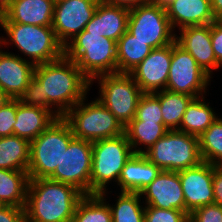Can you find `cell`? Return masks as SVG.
Wrapping results in <instances>:
<instances>
[{"label":"cell","mask_w":222,"mask_h":222,"mask_svg":"<svg viewBox=\"0 0 222 222\" xmlns=\"http://www.w3.org/2000/svg\"><path fill=\"white\" fill-rule=\"evenodd\" d=\"M91 81L75 62L65 55L48 63L36 65L28 100L63 117L90 91Z\"/></svg>","instance_id":"cell-1"},{"label":"cell","mask_w":222,"mask_h":222,"mask_svg":"<svg viewBox=\"0 0 222 222\" xmlns=\"http://www.w3.org/2000/svg\"><path fill=\"white\" fill-rule=\"evenodd\" d=\"M83 196L69 184L49 178L29 179L25 222H71Z\"/></svg>","instance_id":"cell-2"},{"label":"cell","mask_w":222,"mask_h":222,"mask_svg":"<svg viewBox=\"0 0 222 222\" xmlns=\"http://www.w3.org/2000/svg\"><path fill=\"white\" fill-rule=\"evenodd\" d=\"M0 26L9 37V40L0 37V46L13 43L35 66L64 55V46L58 41L52 26L13 23L3 14L0 15Z\"/></svg>","instance_id":"cell-3"},{"label":"cell","mask_w":222,"mask_h":222,"mask_svg":"<svg viewBox=\"0 0 222 222\" xmlns=\"http://www.w3.org/2000/svg\"><path fill=\"white\" fill-rule=\"evenodd\" d=\"M64 55L90 81L100 75L117 73V42L101 34L84 29L64 46Z\"/></svg>","instance_id":"cell-4"},{"label":"cell","mask_w":222,"mask_h":222,"mask_svg":"<svg viewBox=\"0 0 222 222\" xmlns=\"http://www.w3.org/2000/svg\"><path fill=\"white\" fill-rule=\"evenodd\" d=\"M74 138L70 124L59 117L30 142L29 179L49 178L60 165L64 151Z\"/></svg>","instance_id":"cell-5"},{"label":"cell","mask_w":222,"mask_h":222,"mask_svg":"<svg viewBox=\"0 0 222 222\" xmlns=\"http://www.w3.org/2000/svg\"><path fill=\"white\" fill-rule=\"evenodd\" d=\"M85 101L82 99L63 116L75 138L94 142L125 134V127L102 103L97 99Z\"/></svg>","instance_id":"cell-6"},{"label":"cell","mask_w":222,"mask_h":222,"mask_svg":"<svg viewBox=\"0 0 222 222\" xmlns=\"http://www.w3.org/2000/svg\"><path fill=\"white\" fill-rule=\"evenodd\" d=\"M133 154L126 134L92 142L90 194L106 191L111 180L118 184L121 171Z\"/></svg>","instance_id":"cell-7"},{"label":"cell","mask_w":222,"mask_h":222,"mask_svg":"<svg viewBox=\"0 0 222 222\" xmlns=\"http://www.w3.org/2000/svg\"><path fill=\"white\" fill-rule=\"evenodd\" d=\"M143 155L161 170L181 171L201 162L199 137L178 130H169Z\"/></svg>","instance_id":"cell-8"},{"label":"cell","mask_w":222,"mask_h":222,"mask_svg":"<svg viewBox=\"0 0 222 222\" xmlns=\"http://www.w3.org/2000/svg\"><path fill=\"white\" fill-rule=\"evenodd\" d=\"M99 97L102 103L126 127L136 116L138 102L144 94L128 73H113L97 76Z\"/></svg>","instance_id":"cell-9"},{"label":"cell","mask_w":222,"mask_h":222,"mask_svg":"<svg viewBox=\"0 0 222 222\" xmlns=\"http://www.w3.org/2000/svg\"><path fill=\"white\" fill-rule=\"evenodd\" d=\"M127 30L153 49L173 43L176 35L165 8L150 2L130 9Z\"/></svg>","instance_id":"cell-10"},{"label":"cell","mask_w":222,"mask_h":222,"mask_svg":"<svg viewBox=\"0 0 222 222\" xmlns=\"http://www.w3.org/2000/svg\"><path fill=\"white\" fill-rule=\"evenodd\" d=\"M210 78L191 56L176 41L172 43V57L166 90L182 93L193 98L206 94Z\"/></svg>","instance_id":"cell-11"},{"label":"cell","mask_w":222,"mask_h":222,"mask_svg":"<svg viewBox=\"0 0 222 222\" xmlns=\"http://www.w3.org/2000/svg\"><path fill=\"white\" fill-rule=\"evenodd\" d=\"M91 168L92 142L74 137L49 179L72 185L84 195H90Z\"/></svg>","instance_id":"cell-12"},{"label":"cell","mask_w":222,"mask_h":222,"mask_svg":"<svg viewBox=\"0 0 222 222\" xmlns=\"http://www.w3.org/2000/svg\"><path fill=\"white\" fill-rule=\"evenodd\" d=\"M100 0H60L54 4L52 28L65 46L93 18Z\"/></svg>","instance_id":"cell-13"},{"label":"cell","mask_w":222,"mask_h":222,"mask_svg":"<svg viewBox=\"0 0 222 222\" xmlns=\"http://www.w3.org/2000/svg\"><path fill=\"white\" fill-rule=\"evenodd\" d=\"M34 69L25 57L0 50V89L11 99H28Z\"/></svg>","instance_id":"cell-14"},{"label":"cell","mask_w":222,"mask_h":222,"mask_svg":"<svg viewBox=\"0 0 222 222\" xmlns=\"http://www.w3.org/2000/svg\"><path fill=\"white\" fill-rule=\"evenodd\" d=\"M178 174L188 216L197 208L214 204L212 164L202 161L196 167L178 171Z\"/></svg>","instance_id":"cell-15"},{"label":"cell","mask_w":222,"mask_h":222,"mask_svg":"<svg viewBox=\"0 0 222 222\" xmlns=\"http://www.w3.org/2000/svg\"><path fill=\"white\" fill-rule=\"evenodd\" d=\"M172 57V43L153 49L129 74L143 91L155 93L166 89Z\"/></svg>","instance_id":"cell-16"},{"label":"cell","mask_w":222,"mask_h":222,"mask_svg":"<svg viewBox=\"0 0 222 222\" xmlns=\"http://www.w3.org/2000/svg\"><path fill=\"white\" fill-rule=\"evenodd\" d=\"M140 194L142 198L145 195V206L176 209L186 213L185 198L178 172L161 170Z\"/></svg>","instance_id":"cell-17"},{"label":"cell","mask_w":222,"mask_h":222,"mask_svg":"<svg viewBox=\"0 0 222 222\" xmlns=\"http://www.w3.org/2000/svg\"><path fill=\"white\" fill-rule=\"evenodd\" d=\"M175 35L176 43L189 52L197 64L212 77V70L220 68L211 43V24L188 26Z\"/></svg>","instance_id":"cell-18"},{"label":"cell","mask_w":222,"mask_h":222,"mask_svg":"<svg viewBox=\"0 0 222 222\" xmlns=\"http://www.w3.org/2000/svg\"><path fill=\"white\" fill-rule=\"evenodd\" d=\"M58 118L49 108L35 105L28 99H17L13 134L32 142Z\"/></svg>","instance_id":"cell-19"},{"label":"cell","mask_w":222,"mask_h":222,"mask_svg":"<svg viewBox=\"0 0 222 222\" xmlns=\"http://www.w3.org/2000/svg\"><path fill=\"white\" fill-rule=\"evenodd\" d=\"M129 13L130 10L127 8L110 5L100 0L85 30L117 42L127 31Z\"/></svg>","instance_id":"cell-20"},{"label":"cell","mask_w":222,"mask_h":222,"mask_svg":"<svg viewBox=\"0 0 222 222\" xmlns=\"http://www.w3.org/2000/svg\"><path fill=\"white\" fill-rule=\"evenodd\" d=\"M165 10L173 30L175 27L180 30L188 26L207 25L216 20L210 0H173Z\"/></svg>","instance_id":"cell-21"},{"label":"cell","mask_w":222,"mask_h":222,"mask_svg":"<svg viewBox=\"0 0 222 222\" xmlns=\"http://www.w3.org/2000/svg\"><path fill=\"white\" fill-rule=\"evenodd\" d=\"M52 0H11L3 15L13 23L52 26Z\"/></svg>","instance_id":"cell-22"},{"label":"cell","mask_w":222,"mask_h":222,"mask_svg":"<svg viewBox=\"0 0 222 222\" xmlns=\"http://www.w3.org/2000/svg\"><path fill=\"white\" fill-rule=\"evenodd\" d=\"M161 169L143 154H133L125 163L118 179L120 192L140 193L160 173Z\"/></svg>","instance_id":"cell-23"},{"label":"cell","mask_w":222,"mask_h":222,"mask_svg":"<svg viewBox=\"0 0 222 222\" xmlns=\"http://www.w3.org/2000/svg\"><path fill=\"white\" fill-rule=\"evenodd\" d=\"M204 95L193 98L183 115L178 131L200 137L218 119L214 110L205 102Z\"/></svg>","instance_id":"cell-24"},{"label":"cell","mask_w":222,"mask_h":222,"mask_svg":"<svg viewBox=\"0 0 222 222\" xmlns=\"http://www.w3.org/2000/svg\"><path fill=\"white\" fill-rule=\"evenodd\" d=\"M30 142L16 135L0 137V169L27 171Z\"/></svg>","instance_id":"cell-25"},{"label":"cell","mask_w":222,"mask_h":222,"mask_svg":"<svg viewBox=\"0 0 222 222\" xmlns=\"http://www.w3.org/2000/svg\"><path fill=\"white\" fill-rule=\"evenodd\" d=\"M28 182L27 171L0 169V203L25 207Z\"/></svg>","instance_id":"cell-26"},{"label":"cell","mask_w":222,"mask_h":222,"mask_svg":"<svg viewBox=\"0 0 222 222\" xmlns=\"http://www.w3.org/2000/svg\"><path fill=\"white\" fill-rule=\"evenodd\" d=\"M153 50L127 30L117 41V73H130Z\"/></svg>","instance_id":"cell-27"},{"label":"cell","mask_w":222,"mask_h":222,"mask_svg":"<svg viewBox=\"0 0 222 222\" xmlns=\"http://www.w3.org/2000/svg\"><path fill=\"white\" fill-rule=\"evenodd\" d=\"M168 131L164 124L143 122L136 117L125 127V134L134 154H143ZM143 146L145 150L141 148Z\"/></svg>","instance_id":"cell-28"},{"label":"cell","mask_w":222,"mask_h":222,"mask_svg":"<svg viewBox=\"0 0 222 222\" xmlns=\"http://www.w3.org/2000/svg\"><path fill=\"white\" fill-rule=\"evenodd\" d=\"M107 192L84 195L76 206L71 222H112L109 203L105 198Z\"/></svg>","instance_id":"cell-29"},{"label":"cell","mask_w":222,"mask_h":222,"mask_svg":"<svg viewBox=\"0 0 222 222\" xmlns=\"http://www.w3.org/2000/svg\"><path fill=\"white\" fill-rule=\"evenodd\" d=\"M160 101L163 124L168 130H177L192 96L163 90L153 93Z\"/></svg>","instance_id":"cell-30"},{"label":"cell","mask_w":222,"mask_h":222,"mask_svg":"<svg viewBox=\"0 0 222 222\" xmlns=\"http://www.w3.org/2000/svg\"><path fill=\"white\" fill-rule=\"evenodd\" d=\"M115 205L109 204L112 222H144L145 206L141 205V194L121 192Z\"/></svg>","instance_id":"cell-31"},{"label":"cell","mask_w":222,"mask_h":222,"mask_svg":"<svg viewBox=\"0 0 222 222\" xmlns=\"http://www.w3.org/2000/svg\"><path fill=\"white\" fill-rule=\"evenodd\" d=\"M199 152L203 162L222 166V118L216 119L200 135Z\"/></svg>","instance_id":"cell-32"},{"label":"cell","mask_w":222,"mask_h":222,"mask_svg":"<svg viewBox=\"0 0 222 222\" xmlns=\"http://www.w3.org/2000/svg\"><path fill=\"white\" fill-rule=\"evenodd\" d=\"M135 117L139 121L163 124L159 99L153 93H144L138 102Z\"/></svg>","instance_id":"cell-33"},{"label":"cell","mask_w":222,"mask_h":222,"mask_svg":"<svg viewBox=\"0 0 222 222\" xmlns=\"http://www.w3.org/2000/svg\"><path fill=\"white\" fill-rule=\"evenodd\" d=\"M144 222H189V216L181 210L145 206Z\"/></svg>","instance_id":"cell-34"},{"label":"cell","mask_w":222,"mask_h":222,"mask_svg":"<svg viewBox=\"0 0 222 222\" xmlns=\"http://www.w3.org/2000/svg\"><path fill=\"white\" fill-rule=\"evenodd\" d=\"M17 99H10L0 108V137L13 135L16 121Z\"/></svg>","instance_id":"cell-35"},{"label":"cell","mask_w":222,"mask_h":222,"mask_svg":"<svg viewBox=\"0 0 222 222\" xmlns=\"http://www.w3.org/2000/svg\"><path fill=\"white\" fill-rule=\"evenodd\" d=\"M189 222H222V206L214 203L197 208L189 215Z\"/></svg>","instance_id":"cell-36"},{"label":"cell","mask_w":222,"mask_h":222,"mask_svg":"<svg viewBox=\"0 0 222 222\" xmlns=\"http://www.w3.org/2000/svg\"><path fill=\"white\" fill-rule=\"evenodd\" d=\"M211 43L216 60L222 67V20L211 23Z\"/></svg>","instance_id":"cell-37"},{"label":"cell","mask_w":222,"mask_h":222,"mask_svg":"<svg viewBox=\"0 0 222 222\" xmlns=\"http://www.w3.org/2000/svg\"><path fill=\"white\" fill-rule=\"evenodd\" d=\"M0 222H25V207L3 205L0 207Z\"/></svg>","instance_id":"cell-38"},{"label":"cell","mask_w":222,"mask_h":222,"mask_svg":"<svg viewBox=\"0 0 222 222\" xmlns=\"http://www.w3.org/2000/svg\"><path fill=\"white\" fill-rule=\"evenodd\" d=\"M214 203L222 206V166L213 165Z\"/></svg>","instance_id":"cell-39"},{"label":"cell","mask_w":222,"mask_h":222,"mask_svg":"<svg viewBox=\"0 0 222 222\" xmlns=\"http://www.w3.org/2000/svg\"><path fill=\"white\" fill-rule=\"evenodd\" d=\"M103 2L110 4V5H115L118 7H124L127 9H133L141 4H145L149 2V0H102Z\"/></svg>","instance_id":"cell-40"},{"label":"cell","mask_w":222,"mask_h":222,"mask_svg":"<svg viewBox=\"0 0 222 222\" xmlns=\"http://www.w3.org/2000/svg\"><path fill=\"white\" fill-rule=\"evenodd\" d=\"M211 10L216 20L222 19V0H210Z\"/></svg>","instance_id":"cell-41"},{"label":"cell","mask_w":222,"mask_h":222,"mask_svg":"<svg viewBox=\"0 0 222 222\" xmlns=\"http://www.w3.org/2000/svg\"><path fill=\"white\" fill-rule=\"evenodd\" d=\"M11 98L0 89V108L7 103Z\"/></svg>","instance_id":"cell-42"},{"label":"cell","mask_w":222,"mask_h":222,"mask_svg":"<svg viewBox=\"0 0 222 222\" xmlns=\"http://www.w3.org/2000/svg\"><path fill=\"white\" fill-rule=\"evenodd\" d=\"M173 0H149L150 3L157 4L161 7H166L168 4H170Z\"/></svg>","instance_id":"cell-43"},{"label":"cell","mask_w":222,"mask_h":222,"mask_svg":"<svg viewBox=\"0 0 222 222\" xmlns=\"http://www.w3.org/2000/svg\"><path fill=\"white\" fill-rule=\"evenodd\" d=\"M11 0H0V15H2L7 9Z\"/></svg>","instance_id":"cell-44"}]
</instances>
